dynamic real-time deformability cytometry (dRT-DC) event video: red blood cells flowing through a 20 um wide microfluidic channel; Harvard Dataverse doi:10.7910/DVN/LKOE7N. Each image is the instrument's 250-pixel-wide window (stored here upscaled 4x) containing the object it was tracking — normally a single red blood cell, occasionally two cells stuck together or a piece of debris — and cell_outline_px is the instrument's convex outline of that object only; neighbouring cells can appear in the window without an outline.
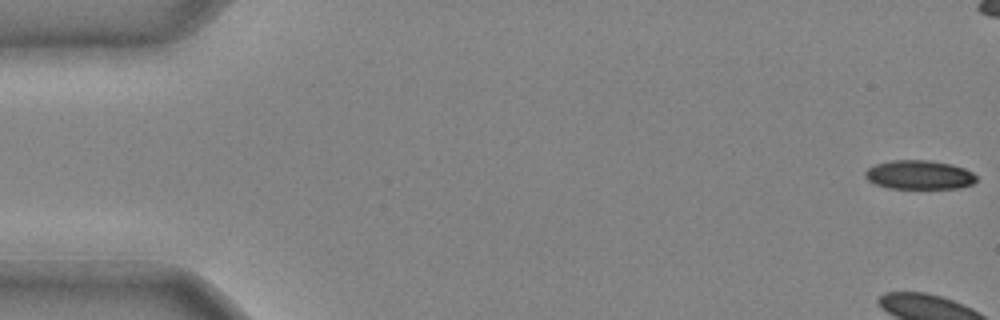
{"species": "common noctule bat (a hibernating species)", "species_latin": "Nyctalus noctula", "temperature_condition": "cold", "stored_images_in_passage": 44, "camera_frame_rate_fps": 3000, "um_per_image_px": 0.085, "animal": {"sex": "male", "body_mass_g": 20.4}, "frame": {"image": 1, "passage_image": 1, "time_ms": 0.0, "image_size_px": [1000, 320], "cell_outline_px": [[976, 180], [972, 184], [960, 188], [888, 188], [876, 184], [868, 180], [864, 176], [864, 172], [868, 168], [876, 164], [892, 160], [928, 160], [952, 164], [964, 168], [972, 172], [976, 176]], "centroid_in_image_um": [78.13, 14.86], "position_along_channel_um": 6.9, "area_um2": 18.79}}